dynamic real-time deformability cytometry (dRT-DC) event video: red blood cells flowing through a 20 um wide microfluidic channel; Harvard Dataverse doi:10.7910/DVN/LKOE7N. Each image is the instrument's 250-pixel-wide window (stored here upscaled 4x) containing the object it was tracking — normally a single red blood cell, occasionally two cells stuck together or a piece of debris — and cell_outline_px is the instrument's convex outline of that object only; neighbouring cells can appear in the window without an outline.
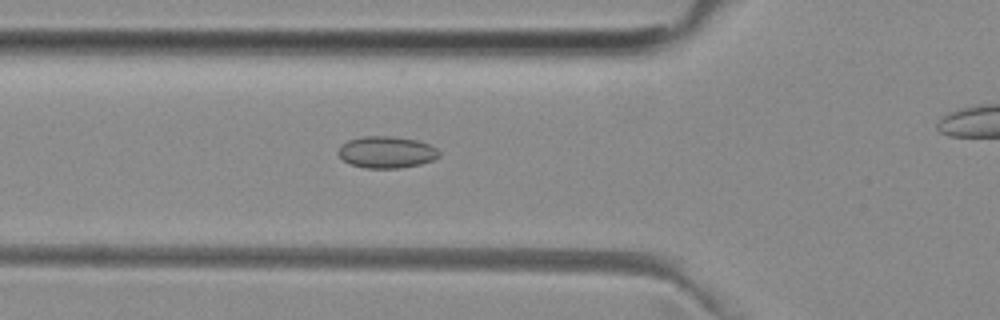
{"species": "common noctule bat (a hibernating species)", "species_latin": "Nyctalus noctula", "temperature_condition": "room temperature", "stored_images_in_passage": 42, "camera_frame_rate_fps": 3000, "um_per_image_px": 0.085, "animal": {"sex": "female", "body_mass_g": 29.2, "forearm_length_mm": 56.3}, "frame": {"image": 1, "passage_image": 18, "time_ms": 5.667, "image_size_px": [1000, 320], "cell_outline_px": [[440, 156], [432, 160], [420, 164], [400, 168], [364, 168], [348, 164], [336, 152], [340, 144], [348, 140], [364, 136], [392, 136], [416, 140], [428, 144], [436, 148], [440, 152]], "centroid_in_image_um": [32.82, 12.93], "position_along_channel_um": 93.0, "area_um2": 18.79}}
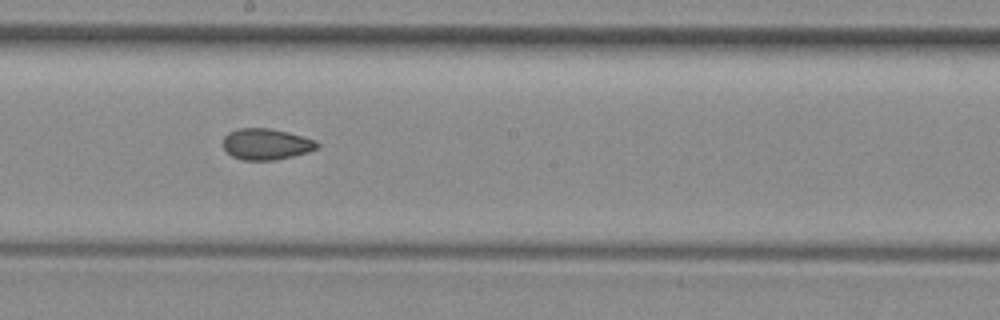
{"frame": {"image": 2, "passage_image": 28, "time_ms": 9.0, "image_size_px": [1000, 320], "cell_outline_px": [[320, 144], [316, 148], [308, 152], [276, 160], [244, 160], [232, 156], [224, 148], [224, 136], [228, 132], [236, 128], [268, 128], [288, 132], [316, 140]], "centroid_in_image_um": [22.62, 12.24], "position_along_channel_um": 225.6, "area_um2": 17.05}}
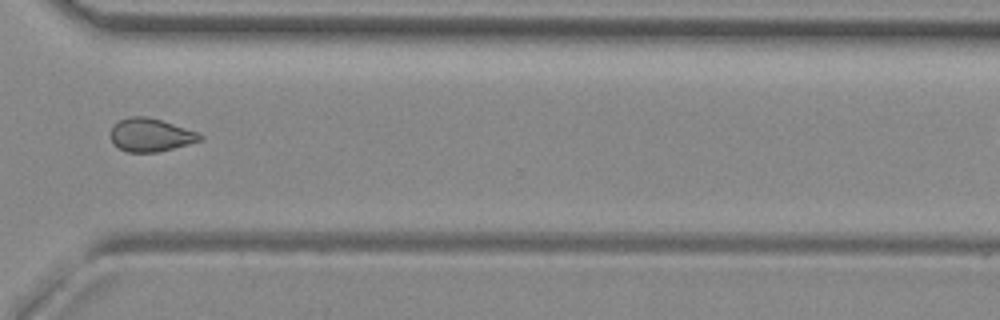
{"frame": {"image": 3, "passage_image": 38, "time_ms": 12.333, "image_size_px": [1000, 320], "cell_outline_px": [[204, 140], [156, 152], [128, 152], [112, 144], [108, 136], [112, 128], [120, 120], [128, 116], [144, 116], [160, 120], [200, 132], [204, 136]], "centroid_in_image_um": [12.8, 11.47], "position_along_channel_um": 357.8, "area_um2": 17.4}}